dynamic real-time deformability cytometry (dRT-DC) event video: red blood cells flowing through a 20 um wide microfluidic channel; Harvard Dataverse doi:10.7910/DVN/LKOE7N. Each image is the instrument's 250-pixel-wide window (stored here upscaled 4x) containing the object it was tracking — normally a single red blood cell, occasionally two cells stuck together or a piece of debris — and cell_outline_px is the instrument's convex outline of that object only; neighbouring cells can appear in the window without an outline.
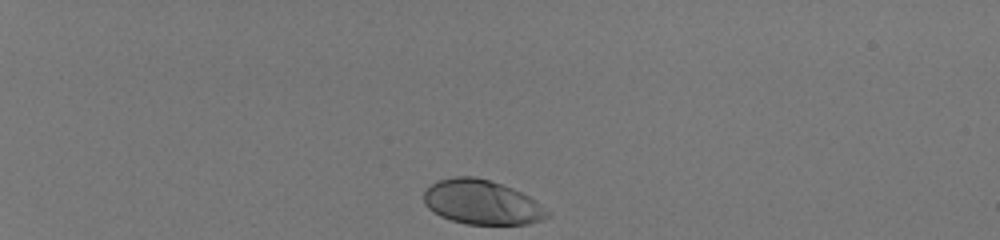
{"species": "human", "species_latin": "Homo sapiens", "temperature_condition": "room temperature", "stored_images_in_passage": 36, "camera_frame_rate_fps": 3000, "um_per_image_px": 0.085, "donor": {"sex": "male"}, "frame": {"image": 1, "passage_image": 1, "time_ms": 0.0, "image_size_px": [1000, 240], "cell_outline_px": [[552, 216], [528, 224], [468, 224], [452, 220], [440, 216], [428, 208], [424, 204], [424, 192], [432, 184], [440, 180], [456, 176], [472, 176], [488, 180], [512, 188], [536, 200]], "centroid_in_image_um": [40.96, 17.2], "position_along_channel_um": 44.0, "area_um2": 31.67}}
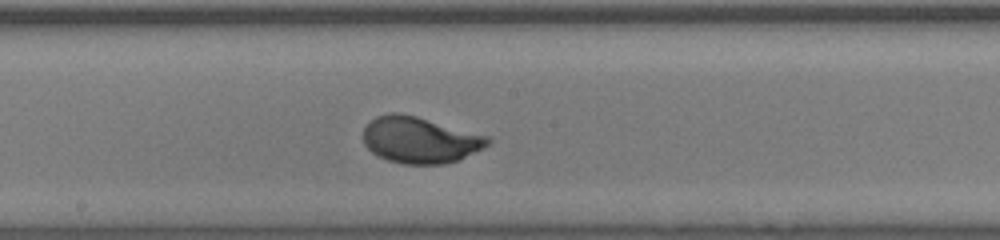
{"frame": {"image": 2, "passage_image": 20, "time_ms": 6.333, "image_size_px": [1000, 240], "cell_outline_px": [[492, 140], [484, 148], [460, 160], [444, 164], [404, 164], [388, 160], [372, 152], [364, 144], [364, 128], [376, 116], [388, 112], [400, 112], [416, 116], [492, 136]], "centroid_in_image_um": [35.75, 11.89], "position_along_channel_um": 212.5, "area_um2": 33.93}}
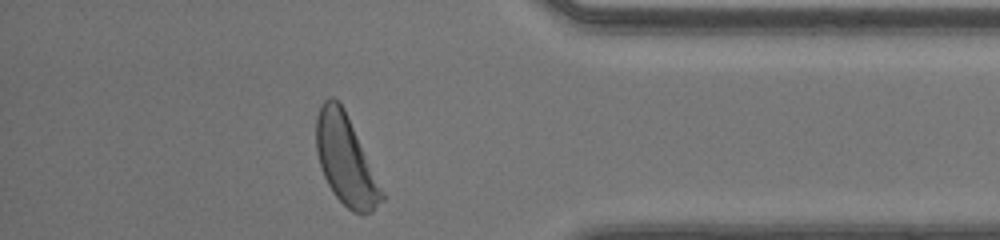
{"frame": {"image": 3, "passage_image": 35, "time_ms": 11.333, "image_size_px": [1000, 240], "cell_outline_px": [[384, 200], [372, 212], [352, 212], [332, 192], [320, 168], [316, 152], [316, 116], [320, 104], [328, 96], [332, 96], [344, 108], [384, 192]], "centroid_in_image_um": [29.36, 13.58], "position_along_channel_um": 405.8, "area_um2": 33.99}, "authors_computed_cell_mechanics": {"area_um2": 32.3102, "velocity_mm_per_s": 4.0834, "shape_relaxation_time_tau1_ms": 1.9413, "shape_relaxation_time_tau2_ms": null, "deformation_change_tau1": 0.1541, "deformation_change_tau2": null}}